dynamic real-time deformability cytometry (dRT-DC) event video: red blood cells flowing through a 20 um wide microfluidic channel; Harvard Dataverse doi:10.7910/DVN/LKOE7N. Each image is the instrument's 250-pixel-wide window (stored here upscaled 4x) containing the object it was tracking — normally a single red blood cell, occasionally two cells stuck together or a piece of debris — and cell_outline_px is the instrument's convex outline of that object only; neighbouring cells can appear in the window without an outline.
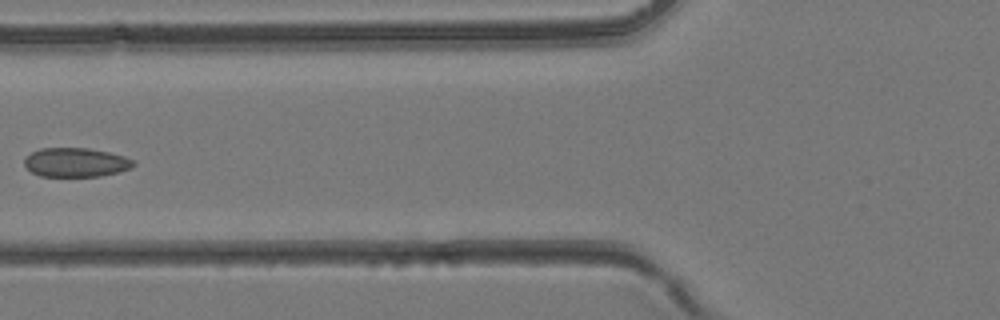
{"species": "common noctule bat (a hibernating species)", "species_latin": "Nyctalus noctula", "temperature_condition": "room temperature", "stored_images_in_passage": 5, "camera_frame_rate_fps": 3000, "um_per_image_px": 0.085, "animal": {"sex": "female", "body_mass_g": 24.6, "forearm_length_mm": 56.2}, "frame": {"image": 1, "passage_image": 5, "time_ms": 1.333, "image_size_px": [1000, 320], "cell_outline_px": [[136, 164], [132, 168], [100, 176], [40, 176], [32, 172], [24, 164], [24, 160], [32, 152], [40, 148], [88, 148], [108, 152], [124, 156], [132, 160]], "centroid_in_image_um": [6.45, 13.8], "position_along_channel_um": 119.4, "area_um2": 18.32}}